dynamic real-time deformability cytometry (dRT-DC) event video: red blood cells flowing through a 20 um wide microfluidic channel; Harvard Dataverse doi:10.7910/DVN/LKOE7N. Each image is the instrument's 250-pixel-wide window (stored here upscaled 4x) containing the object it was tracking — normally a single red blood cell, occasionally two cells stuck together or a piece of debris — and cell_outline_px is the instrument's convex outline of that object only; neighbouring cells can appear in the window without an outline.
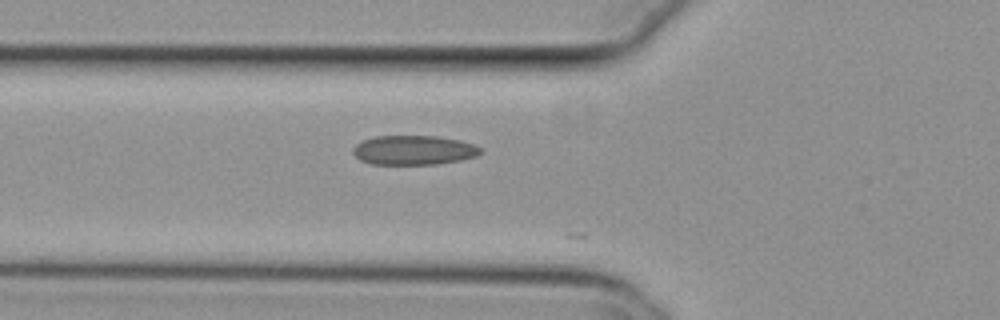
{"species": "common noctule bat (a hibernating species)", "species_latin": "Nyctalus noctula", "temperature_condition": "cold", "stored_images_in_passage": 3, "camera_frame_rate_fps": 3000, "um_per_image_px": 0.085, "animal": {"sex": "female", "body_mass_g": 29.2, "forearm_length_mm": 56.3}, "frame": {"image": 1, "passage_image": 2, "time_ms": 0.333, "image_size_px": [1000, 320], "cell_outline_px": [[480, 152], [476, 156], [460, 160], [436, 164], [372, 164], [360, 160], [352, 152], [352, 148], [356, 144], [364, 140], [376, 136], [436, 136], [460, 140], [472, 144], [480, 148]], "centroid_in_image_um": [35.13, 12.76], "position_along_channel_um": 90.7, "area_um2": 21.68}}